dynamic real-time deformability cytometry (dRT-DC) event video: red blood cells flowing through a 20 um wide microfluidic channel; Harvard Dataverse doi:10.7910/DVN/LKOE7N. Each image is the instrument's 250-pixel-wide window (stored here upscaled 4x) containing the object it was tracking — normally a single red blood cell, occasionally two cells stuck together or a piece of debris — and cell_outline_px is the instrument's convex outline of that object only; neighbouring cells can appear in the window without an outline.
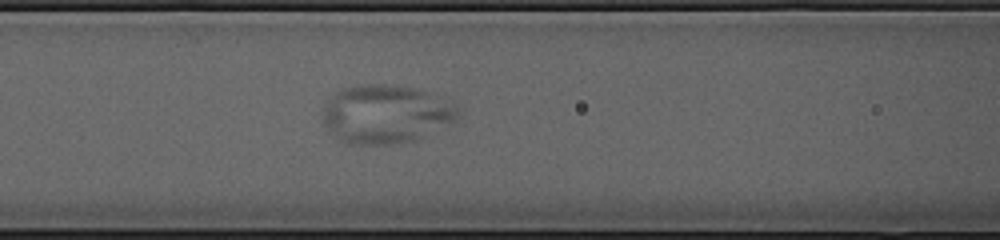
{"species": "common noctule bat (a hibernating species)", "species_latin": "Nyctalus noctula", "temperature_condition": "cold", "stored_images_in_passage": 43, "camera_frame_rate_fps": 3000, "um_per_image_px": 0.085, "animal": {"sex": "female", "body_mass_g": 23.0, "forearm_length_mm": 53.4}, "frame": {"image": 1, "passage_image": 11, "time_ms": 3.333, "image_size_px": [1000, 240], "cell_outline_px": [[456, 116], [452, 120], [416, 140], [388, 144], [348, 144], [340, 140], [328, 132], [324, 124], [324, 108], [328, 100], [340, 88], [356, 84], [388, 84], [412, 88], [428, 92], [452, 104], [456, 108]], "centroid_in_image_um": [32.68, 9.69], "position_along_channel_um": 133.9, "area_um2": 45.37}}
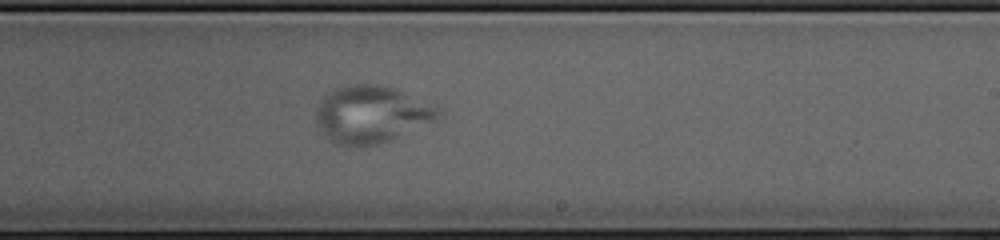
{"frame": {"image": 2, "passage_image": 21, "time_ms": 6.667, "image_size_px": [1000, 240], "cell_outline_px": [[444, 116], [436, 120], [400, 136], [376, 144], [336, 144], [324, 136], [320, 132], [316, 116], [316, 108], [320, 100], [332, 88], [352, 84], [380, 84], [396, 88], [440, 104], [444, 108]], "centroid_in_image_um": [31.67, 9.66], "position_along_channel_um": 257.3, "area_um2": 41.5}}
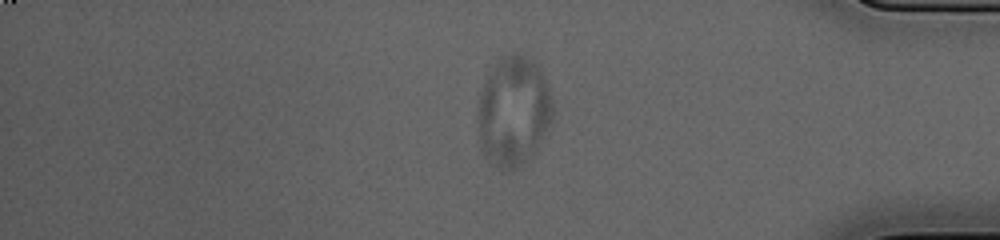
{"frame": {"image": 3, "passage_image": 34, "time_ms": 11.0, "image_size_px": [1000, 240], "cell_outline_px": [[552, 116], [532, 156], [512, 168], [504, 168], [488, 164], [480, 144], [480, 92], [484, 76], [496, 60], [512, 52], [524, 52], [540, 68], [548, 88], [552, 100]], "centroid_in_image_um": [43.62, 9.36], "position_along_channel_um": 391.6, "area_um2": 47.4}}